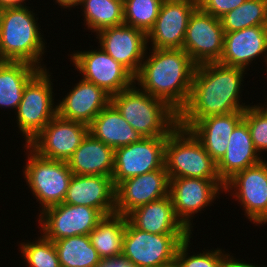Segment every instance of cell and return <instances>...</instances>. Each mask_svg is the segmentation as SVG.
I'll list each match as a JSON object with an SVG mask.
<instances>
[{
    "label": "cell",
    "instance_id": "obj_14",
    "mask_svg": "<svg viewBox=\"0 0 267 267\" xmlns=\"http://www.w3.org/2000/svg\"><path fill=\"white\" fill-rule=\"evenodd\" d=\"M224 187L225 184L221 180L171 178L169 196L177 217L190 231H193L191 229L194 214L201 213L205 207L211 206L216 197L219 198L223 193Z\"/></svg>",
    "mask_w": 267,
    "mask_h": 267
},
{
    "label": "cell",
    "instance_id": "obj_18",
    "mask_svg": "<svg viewBox=\"0 0 267 267\" xmlns=\"http://www.w3.org/2000/svg\"><path fill=\"white\" fill-rule=\"evenodd\" d=\"M99 44L114 60L127 68L134 76L144 60L147 35L144 31L128 25L105 28L96 34Z\"/></svg>",
    "mask_w": 267,
    "mask_h": 267
},
{
    "label": "cell",
    "instance_id": "obj_13",
    "mask_svg": "<svg viewBox=\"0 0 267 267\" xmlns=\"http://www.w3.org/2000/svg\"><path fill=\"white\" fill-rule=\"evenodd\" d=\"M223 43L224 30L221 20L197 7L189 18L182 49L198 66L219 62Z\"/></svg>",
    "mask_w": 267,
    "mask_h": 267
},
{
    "label": "cell",
    "instance_id": "obj_35",
    "mask_svg": "<svg viewBox=\"0 0 267 267\" xmlns=\"http://www.w3.org/2000/svg\"><path fill=\"white\" fill-rule=\"evenodd\" d=\"M191 237L184 240L178 247L176 258L179 260L182 267H220L225 251L217 248L216 250H206L203 253L188 255V249Z\"/></svg>",
    "mask_w": 267,
    "mask_h": 267
},
{
    "label": "cell",
    "instance_id": "obj_9",
    "mask_svg": "<svg viewBox=\"0 0 267 267\" xmlns=\"http://www.w3.org/2000/svg\"><path fill=\"white\" fill-rule=\"evenodd\" d=\"M71 55L69 59L82 74L81 78L94 83L111 96L135 84L134 75L101 47L96 50L77 51Z\"/></svg>",
    "mask_w": 267,
    "mask_h": 267
},
{
    "label": "cell",
    "instance_id": "obj_31",
    "mask_svg": "<svg viewBox=\"0 0 267 267\" xmlns=\"http://www.w3.org/2000/svg\"><path fill=\"white\" fill-rule=\"evenodd\" d=\"M224 32L267 26V0H246L220 18Z\"/></svg>",
    "mask_w": 267,
    "mask_h": 267
},
{
    "label": "cell",
    "instance_id": "obj_30",
    "mask_svg": "<svg viewBox=\"0 0 267 267\" xmlns=\"http://www.w3.org/2000/svg\"><path fill=\"white\" fill-rule=\"evenodd\" d=\"M84 24L96 32L124 24L123 2L118 0H82Z\"/></svg>",
    "mask_w": 267,
    "mask_h": 267
},
{
    "label": "cell",
    "instance_id": "obj_4",
    "mask_svg": "<svg viewBox=\"0 0 267 267\" xmlns=\"http://www.w3.org/2000/svg\"><path fill=\"white\" fill-rule=\"evenodd\" d=\"M111 103L144 137H167L178 126V113L165 101L134 84L111 96Z\"/></svg>",
    "mask_w": 267,
    "mask_h": 267
},
{
    "label": "cell",
    "instance_id": "obj_29",
    "mask_svg": "<svg viewBox=\"0 0 267 267\" xmlns=\"http://www.w3.org/2000/svg\"><path fill=\"white\" fill-rule=\"evenodd\" d=\"M60 267H99L102 259L91 244L89 235H79L54 241Z\"/></svg>",
    "mask_w": 267,
    "mask_h": 267
},
{
    "label": "cell",
    "instance_id": "obj_34",
    "mask_svg": "<svg viewBox=\"0 0 267 267\" xmlns=\"http://www.w3.org/2000/svg\"><path fill=\"white\" fill-rule=\"evenodd\" d=\"M262 105L250 106L249 104L243 116L248 125L253 145L259 154L267 151V108Z\"/></svg>",
    "mask_w": 267,
    "mask_h": 267
},
{
    "label": "cell",
    "instance_id": "obj_28",
    "mask_svg": "<svg viewBox=\"0 0 267 267\" xmlns=\"http://www.w3.org/2000/svg\"><path fill=\"white\" fill-rule=\"evenodd\" d=\"M126 216L113 213L104 216L89 233L91 244L103 259L122 256Z\"/></svg>",
    "mask_w": 267,
    "mask_h": 267
},
{
    "label": "cell",
    "instance_id": "obj_33",
    "mask_svg": "<svg viewBox=\"0 0 267 267\" xmlns=\"http://www.w3.org/2000/svg\"><path fill=\"white\" fill-rule=\"evenodd\" d=\"M41 235L33 242L20 243L21 257L26 260L28 267H60L54 242Z\"/></svg>",
    "mask_w": 267,
    "mask_h": 267
},
{
    "label": "cell",
    "instance_id": "obj_1",
    "mask_svg": "<svg viewBox=\"0 0 267 267\" xmlns=\"http://www.w3.org/2000/svg\"><path fill=\"white\" fill-rule=\"evenodd\" d=\"M245 71L218 62L196 66L190 96L178 113V123H196L209 116L244 112L249 106L240 98Z\"/></svg>",
    "mask_w": 267,
    "mask_h": 267
},
{
    "label": "cell",
    "instance_id": "obj_42",
    "mask_svg": "<svg viewBox=\"0 0 267 267\" xmlns=\"http://www.w3.org/2000/svg\"><path fill=\"white\" fill-rule=\"evenodd\" d=\"M0 34H1V9H0Z\"/></svg>",
    "mask_w": 267,
    "mask_h": 267
},
{
    "label": "cell",
    "instance_id": "obj_21",
    "mask_svg": "<svg viewBox=\"0 0 267 267\" xmlns=\"http://www.w3.org/2000/svg\"><path fill=\"white\" fill-rule=\"evenodd\" d=\"M63 203L98 209L104 216L115 213V186L112 177L72 176Z\"/></svg>",
    "mask_w": 267,
    "mask_h": 267
},
{
    "label": "cell",
    "instance_id": "obj_11",
    "mask_svg": "<svg viewBox=\"0 0 267 267\" xmlns=\"http://www.w3.org/2000/svg\"><path fill=\"white\" fill-rule=\"evenodd\" d=\"M232 194L243 206L244 215L253 224L267 223V161L236 173L225 183L224 193ZM231 192V193H230ZM233 192V193H232Z\"/></svg>",
    "mask_w": 267,
    "mask_h": 267
},
{
    "label": "cell",
    "instance_id": "obj_15",
    "mask_svg": "<svg viewBox=\"0 0 267 267\" xmlns=\"http://www.w3.org/2000/svg\"><path fill=\"white\" fill-rule=\"evenodd\" d=\"M88 133V125L57 114L27 145L43 158L68 161Z\"/></svg>",
    "mask_w": 267,
    "mask_h": 267
},
{
    "label": "cell",
    "instance_id": "obj_41",
    "mask_svg": "<svg viewBox=\"0 0 267 267\" xmlns=\"http://www.w3.org/2000/svg\"><path fill=\"white\" fill-rule=\"evenodd\" d=\"M159 267H182L179 260L175 257L173 260L162 264Z\"/></svg>",
    "mask_w": 267,
    "mask_h": 267
},
{
    "label": "cell",
    "instance_id": "obj_3",
    "mask_svg": "<svg viewBox=\"0 0 267 267\" xmlns=\"http://www.w3.org/2000/svg\"><path fill=\"white\" fill-rule=\"evenodd\" d=\"M35 17L29 6L1 9L0 61L26 62L46 69L41 63L46 42Z\"/></svg>",
    "mask_w": 267,
    "mask_h": 267
},
{
    "label": "cell",
    "instance_id": "obj_5",
    "mask_svg": "<svg viewBox=\"0 0 267 267\" xmlns=\"http://www.w3.org/2000/svg\"><path fill=\"white\" fill-rule=\"evenodd\" d=\"M165 168L169 180L179 177L220 180L217 163L195 136L180 126L167 136Z\"/></svg>",
    "mask_w": 267,
    "mask_h": 267
},
{
    "label": "cell",
    "instance_id": "obj_12",
    "mask_svg": "<svg viewBox=\"0 0 267 267\" xmlns=\"http://www.w3.org/2000/svg\"><path fill=\"white\" fill-rule=\"evenodd\" d=\"M167 137H144L140 142L115 149L112 181L119 182L165 168Z\"/></svg>",
    "mask_w": 267,
    "mask_h": 267
},
{
    "label": "cell",
    "instance_id": "obj_26",
    "mask_svg": "<svg viewBox=\"0 0 267 267\" xmlns=\"http://www.w3.org/2000/svg\"><path fill=\"white\" fill-rule=\"evenodd\" d=\"M89 133L114 150L140 142L144 136L128 124L116 107L110 103L88 125Z\"/></svg>",
    "mask_w": 267,
    "mask_h": 267
},
{
    "label": "cell",
    "instance_id": "obj_16",
    "mask_svg": "<svg viewBox=\"0 0 267 267\" xmlns=\"http://www.w3.org/2000/svg\"><path fill=\"white\" fill-rule=\"evenodd\" d=\"M198 7L196 0H164L147 35L156 49H182L189 18Z\"/></svg>",
    "mask_w": 267,
    "mask_h": 267
},
{
    "label": "cell",
    "instance_id": "obj_24",
    "mask_svg": "<svg viewBox=\"0 0 267 267\" xmlns=\"http://www.w3.org/2000/svg\"><path fill=\"white\" fill-rule=\"evenodd\" d=\"M256 151L248 129L242 119L233 130L223 158L217 163V173L225 184L236 173L260 163L263 157Z\"/></svg>",
    "mask_w": 267,
    "mask_h": 267
},
{
    "label": "cell",
    "instance_id": "obj_40",
    "mask_svg": "<svg viewBox=\"0 0 267 267\" xmlns=\"http://www.w3.org/2000/svg\"><path fill=\"white\" fill-rule=\"evenodd\" d=\"M59 6L65 8V9H69L70 7H76L78 5H80L82 0H55Z\"/></svg>",
    "mask_w": 267,
    "mask_h": 267
},
{
    "label": "cell",
    "instance_id": "obj_2",
    "mask_svg": "<svg viewBox=\"0 0 267 267\" xmlns=\"http://www.w3.org/2000/svg\"><path fill=\"white\" fill-rule=\"evenodd\" d=\"M147 54L134 76L135 85L179 113L189 99L196 65L183 49L152 48Z\"/></svg>",
    "mask_w": 267,
    "mask_h": 267
},
{
    "label": "cell",
    "instance_id": "obj_19",
    "mask_svg": "<svg viewBox=\"0 0 267 267\" xmlns=\"http://www.w3.org/2000/svg\"><path fill=\"white\" fill-rule=\"evenodd\" d=\"M259 56L267 64V26L224 32L223 53L218 63L246 70Z\"/></svg>",
    "mask_w": 267,
    "mask_h": 267
},
{
    "label": "cell",
    "instance_id": "obj_20",
    "mask_svg": "<svg viewBox=\"0 0 267 267\" xmlns=\"http://www.w3.org/2000/svg\"><path fill=\"white\" fill-rule=\"evenodd\" d=\"M57 104V114L68 120L89 125L111 103V95L94 83L79 80Z\"/></svg>",
    "mask_w": 267,
    "mask_h": 267
},
{
    "label": "cell",
    "instance_id": "obj_7",
    "mask_svg": "<svg viewBox=\"0 0 267 267\" xmlns=\"http://www.w3.org/2000/svg\"><path fill=\"white\" fill-rule=\"evenodd\" d=\"M51 74L49 69L40 70L27 83L22 100L15 111L17 126L25 137V145L57 115Z\"/></svg>",
    "mask_w": 267,
    "mask_h": 267
},
{
    "label": "cell",
    "instance_id": "obj_23",
    "mask_svg": "<svg viewBox=\"0 0 267 267\" xmlns=\"http://www.w3.org/2000/svg\"><path fill=\"white\" fill-rule=\"evenodd\" d=\"M126 217L137 229L152 234H192L177 217L169 195L134 209Z\"/></svg>",
    "mask_w": 267,
    "mask_h": 267
},
{
    "label": "cell",
    "instance_id": "obj_38",
    "mask_svg": "<svg viewBox=\"0 0 267 267\" xmlns=\"http://www.w3.org/2000/svg\"><path fill=\"white\" fill-rule=\"evenodd\" d=\"M253 263H245L242 260L236 259L230 256L229 253L223 255L220 267H260L258 265H252ZM266 267V266H263Z\"/></svg>",
    "mask_w": 267,
    "mask_h": 267
},
{
    "label": "cell",
    "instance_id": "obj_37",
    "mask_svg": "<svg viewBox=\"0 0 267 267\" xmlns=\"http://www.w3.org/2000/svg\"><path fill=\"white\" fill-rule=\"evenodd\" d=\"M100 267H137L123 256L103 259Z\"/></svg>",
    "mask_w": 267,
    "mask_h": 267
},
{
    "label": "cell",
    "instance_id": "obj_22",
    "mask_svg": "<svg viewBox=\"0 0 267 267\" xmlns=\"http://www.w3.org/2000/svg\"><path fill=\"white\" fill-rule=\"evenodd\" d=\"M243 116L244 112H231L209 116L196 123H178V126L188 129L218 163L225 155L231 134Z\"/></svg>",
    "mask_w": 267,
    "mask_h": 267
},
{
    "label": "cell",
    "instance_id": "obj_32",
    "mask_svg": "<svg viewBox=\"0 0 267 267\" xmlns=\"http://www.w3.org/2000/svg\"><path fill=\"white\" fill-rule=\"evenodd\" d=\"M164 0H125L124 24L138 28L146 34L155 24Z\"/></svg>",
    "mask_w": 267,
    "mask_h": 267
},
{
    "label": "cell",
    "instance_id": "obj_27",
    "mask_svg": "<svg viewBox=\"0 0 267 267\" xmlns=\"http://www.w3.org/2000/svg\"><path fill=\"white\" fill-rule=\"evenodd\" d=\"M40 70L26 62L0 61V108L16 111L25 86Z\"/></svg>",
    "mask_w": 267,
    "mask_h": 267
},
{
    "label": "cell",
    "instance_id": "obj_8",
    "mask_svg": "<svg viewBox=\"0 0 267 267\" xmlns=\"http://www.w3.org/2000/svg\"><path fill=\"white\" fill-rule=\"evenodd\" d=\"M192 234H152L126 217L122 256L137 267H159L173 260L179 245Z\"/></svg>",
    "mask_w": 267,
    "mask_h": 267
},
{
    "label": "cell",
    "instance_id": "obj_6",
    "mask_svg": "<svg viewBox=\"0 0 267 267\" xmlns=\"http://www.w3.org/2000/svg\"><path fill=\"white\" fill-rule=\"evenodd\" d=\"M24 179L36 201L45 209L63 203L73 176L67 161L51 160L39 156L28 145Z\"/></svg>",
    "mask_w": 267,
    "mask_h": 267
},
{
    "label": "cell",
    "instance_id": "obj_39",
    "mask_svg": "<svg viewBox=\"0 0 267 267\" xmlns=\"http://www.w3.org/2000/svg\"><path fill=\"white\" fill-rule=\"evenodd\" d=\"M26 0H0V9L7 7H24L26 6Z\"/></svg>",
    "mask_w": 267,
    "mask_h": 267
},
{
    "label": "cell",
    "instance_id": "obj_36",
    "mask_svg": "<svg viewBox=\"0 0 267 267\" xmlns=\"http://www.w3.org/2000/svg\"><path fill=\"white\" fill-rule=\"evenodd\" d=\"M245 1L246 0H198L197 2L198 7L202 11L220 19Z\"/></svg>",
    "mask_w": 267,
    "mask_h": 267
},
{
    "label": "cell",
    "instance_id": "obj_25",
    "mask_svg": "<svg viewBox=\"0 0 267 267\" xmlns=\"http://www.w3.org/2000/svg\"><path fill=\"white\" fill-rule=\"evenodd\" d=\"M114 152L113 148L88 133L67 164L74 175L112 177Z\"/></svg>",
    "mask_w": 267,
    "mask_h": 267
},
{
    "label": "cell",
    "instance_id": "obj_17",
    "mask_svg": "<svg viewBox=\"0 0 267 267\" xmlns=\"http://www.w3.org/2000/svg\"><path fill=\"white\" fill-rule=\"evenodd\" d=\"M168 195L166 168L125 179L115 186V213L127 216L134 209Z\"/></svg>",
    "mask_w": 267,
    "mask_h": 267
},
{
    "label": "cell",
    "instance_id": "obj_10",
    "mask_svg": "<svg viewBox=\"0 0 267 267\" xmlns=\"http://www.w3.org/2000/svg\"><path fill=\"white\" fill-rule=\"evenodd\" d=\"M38 217L40 234L54 242L66 237L89 235L104 215L89 206L60 203L45 209Z\"/></svg>",
    "mask_w": 267,
    "mask_h": 267
}]
</instances>
